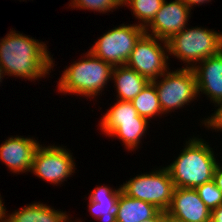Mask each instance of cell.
Here are the masks:
<instances>
[{"instance_id": "32", "label": "cell", "mask_w": 222, "mask_h": 222, "mask_svg": "<svg viewBox=\"0 0 222 222\" xmlns=\"http://www.w3.org/2000/svg\"><path fill=\"white\" fill-rule=\"evenodd\" d=\"M69 221L74 222V221H71L70 218L68 217L65 222H69ZM75 222H82V221L78 220V221H75Z\"/></svg>"}, {"instance_id": "21", "label": "cell", "mask_w": 222, "mask_h": 222, "mask_svg": "<svg viewBox=\"0 0 222 222\" xmlns=\"http://www.w3.org/2000/svg\"><path fill=\"white\" fill-rule=\"evenodd\" d=\"M164 0H122V5L130 7L141 27L146 28L156 16Z\"/></svg>"}, {"instance_id": "31", "label": "cell", "mask_w": 222, "mask_h": 222, "mask_svg": "<svg viewBox=\"0 0 222 222\" xmlns=\"http://www.w3.org/2000/svg\"><path fill=\"white\" fill-rule=\"evenodd\" d=\"M3 77H5V74L2 66L0 65V82H2Z\"/></svg>"}, {"instance_id": "10", "label": "cell", "mask_w": 222, "mask_h": 222, "mask_svg": "<svg viewBox=\"0 0 222 222\" xmlns=\"http://www.w3.org/2000/svg\"><path fill=\"white\" fill-rule=\"evenodd\" d=\"M190 12L191 9L182 0L169 3L164 0L152 22L145 28V33L168 41L186 27Z\"/></svg>"}, {"instance_id": "27", "label": "cell", "mask_w": 222, "mask_h": 222, "mask_svg": "<svg viewBox=\"0 0 222 222\" xmlns=\"http://www.w3.org/2000/svg\"><path fill=\"white\" fill-rule=\"evenodd\" d=\"M190 9L193 8L194 5H202L206 2H211V0H182Z\"/></svg>"}, {"instance_id": "24", "label": "cell", "mask_w": 222, "mask_h": 222, "mask_svg": "<svg viewBox=\"0 0 222 222\" xmlns=\"http://www.w3.org/2000/svg\"><path fill=\"white\" fill-rule=\"evenodd\" d=\"M218 108L215 110V112L208 116L205 120H202V123L205 125V127L211 128V129H217V131H222V102L217 106ZM204 121V122H203Z\"/></svg>"}, {"instance_id": "13", "label": "cell", "mask_w": 222, "mask_h": 222, "mask_svg": "<svg viewBox=\"0 0 222 222\" xmlns=\"http://www.w3.org/2000/svg\"><path fill=\"white\" fill-rule=\"evenodd\" d=\"M192 69L196 78L197 94H206L217 107L222 102V51L200 61Z\"/></svg>"}, {"instance_id": "19", "label": "cell", "mask_w": 222, "mask_h": 222, "mask_svg": "<svg viewBox=\"0 0 222 222\" xmlns=\"http://www.w3.org/2000/svg\"><path fill=\"white\" fill-rule=\"evenodd\" d=\"M149 123L148 120L119 121V126L108 136L118 137L128 151H133L140 145V139H142V136L146 133Z\"/></svg>"}, {"instance_id": "20", "label": "cell", "mask_w": 222, "mask_h": 222, "mask_svg": "<svg viewBox=\"0 0 222 222\" xmlns=\"http://www.w3.org/2000/svg\"><path fill=\"white\" fill-rule=\"evenodd\" d=\"M139 116L146 118L148 121L156 115L164 114L162 112L156 87L152 82L131 101Z\"/></svg>"}, {"instance_id": "12", "label": "cell", "mask_w": 222, "mask_h": 222, "mask_svg": "<svg viewBox=\"0 0 222 222\" xmlns=\"http://www.w3.org/2000/svg\"><path fill=\"white\" fill-rule=\"evenodd\" d=\"M166 212L183 222H210L211 216L210 210L193 188L175 187Z\"/></svg>"}, {"instance_id": "26", "label": "cell", "mask_w": 222, "mask_h": 222, "mask_svg": "<svg viewBox=\"0 0 222 222\" xmlns=\"http://www.w3.org/2000/svg\"><path fill=\"white\" fill-rule=\"evenodd\" d=\"M210 222H222V204L211 211Z\"/></svg>"}, {"instance_id": "28", "label": "cell", "mask_w": 222, "mask_h": 222, "mask_svg": "<svg viewBox=\"0 0 222 222\" xmlns=\"http://www.w3.org/2000/svg\"><path fill=\"white\" fill-rule=\"evenodd\" d=\"M163 222H183L178 218L170 215L168 212L163 211Z\"/></svg>"}, {"instance_id": "15", "label": "cell", "mask_w": 222, "mask_h": 222, "mask_svg": "<svg viewBox=\"0 0 222 222\" xmlns=\"http://www.w3.org/2000/svg\"><path fill=\"white\" fill-rule=\"evenodd\" d=\"M111 80L118 93L116 100L122 101H132L150 82L126 64L113 67Z\"/></svg>"}, {"instance_id": "14", "label": "cell", "mask_w": 222, "mask_h": 222, "mask_svg": "<svg viewBox=\"0 0 222 222\" xmlns=\"http://www.w3.org/2000/svg\"><path fill=\"white\" fill-rule=\"evenodd\" d=\"M122 188L112 189L109 186H97L89 194V212L100 222H117L116 208Z\"/></svg>"}, {"instance_id": "3", "label": "cell", "mask_w": 222, "mask_h": 222, "mask_svg": "<svg viewBox=\"0 0 222 222\" xmlns=\"http://www.w3.org/2000/svg\"><path fill=\"white\" fill-rule=\"evenodd\" d=\"M63 71L58 81L60 93L78 94L89 98L98 96L112 78L113 66L95 56L91 51ZM101 91V92H100Z\"/></svg>"}, {"instance_id": "11", "label": "cell", "mask_w": 222, "mask_h": 222, "mask_svg": "<svg viewBox=\"0 0 222 222\" xmlns=\"http://www.w3.org/2000/svg\"><path fill=\"white\" fill-rule=\"evenodd\" d=\"M39 142L33 138L12 136L0 145V161L13 173L30 172Z\"/></svg>"}, {"instance_id": "30", "label": "cell", "mask_w": 222, "mask_h": 222, "mask_svg": "<svg viewBox=\"0 0 222 222\" xmlns=\"http://www.w3.org/2000/svg\"><path fill=\"white\" fill-rule=\"evenodd\" d=\"M0 222H6V208L4 207V204L1 200V195H0Z\"/></svg>"}, {"instance_id": "2", "label": "cell", "mask_w": 222, "mask_h": 222, "mask_svg": "<svg viewBox=\"0 0 222 222\" xmlns=\"http://www.w3.org/2000/svg\"><path fill=\"white\" fill-rule=\"evenodd\" d=\"M209 146L201 138L193 137L186 141L182 153L166 167L175 187L196 189L213 180L215 168L220 163Z\"/></svg>"}, {"instance_id": "23", "label": "cell", "mask_w": 222, "mask_h": 222, "mask_svg": "<svg viewBox=\"0 0 222 222\" xmlns=\"http://www.w3.org/2000/svg\"><path fill=\"white\" fill-rule=\"evenodd\" d=\"M196 191L210 212L222 204V192L216 186L214 180L198 186Z\"/></svg>"}, {"instance_id": "25", "label": "cell", "mask_w": 222, "mask_h": 222, "mask_svg": "<svg viewBox=\"0 0 222 222\" xmlns=\"http://www.w3.org/2000/svg\"><path fill=\"white\" fill-rule=\"evenodd\" d=\"M213 180L215 181L216 186L222 192V166L219 164L215 168Z\"/></svg>"}, {"instance_id": "22", "label": "cell", "mask_w": 222, "mask_h": 222, "mask_svg": "<svg viewBox=\"0 0 222 222\" xmlns=\"http://www.w3.org/2000/svg\"><path fill=\"white\" fill-rule=\"evenodd\" d=\"M107 13L122 7V0H71L69 7ZM113 9V10H112Z\"/></svg>"}, {"instance_id": "17", "label": "cell", "mask_w": 222, "mask_h": 222, "mask_svg": "<svg viewBox=\"0 0 222 222\" xmlns=\"http://www.w3.org/2000/svg\"><path fill=\"white\" fill-rule=\"evenodd\" d=\"M6 215V222H65L69 217L65 212L40 202L25 205L24 208Z\"/></svg>"}, {"instance_id": "18", "label": "cell", "mask_w": 222, "mask_h": 222, "mask_svg": "<svg viewBox=\"0 0 222 222\" xmlns=\"http://www.w3.org/2000/svg\"><path fill=\"white\" fill-rule=\"evenodd\" d=\"M147 120L139 116L131 101L117 100L114 105L103 115L100 123V130L109 135L117 126L119 121Z\"/></svg>"}, {"instance_id": "29", "label": "cell", "mask_w": 222, "mask_h": 222, "mask_svg": "<svg viewBox=\"0 0 222 222\" xmlns=\"http://www.w3.org/2000/svg\"><path fill=\"white\" fill-rule=\"evenodd\" d=\"M141 222H163V211H159L154 217Z\"/></svg>"}, {"instance_id": "8", "label": "cell", "mask_w": 222, "mask_h": 222, "mask_svg": "<svg viewBox=\"0 0 222 222\" xmlns=\"http://www.w3.org/2000/svg\"><path fill=\"white\" fill-rule=\"evenodd\" d=\"M167 52V41L144 33L137 41L126 65L151 82L170 70Z\"/></svg>"}, {"instance_id": "5", "label": "cell", "mask_w": 222, "mask_h": 222, "mask_svg": "<svg viewBox=\"0 0 222 222\" xmlns=\"http://www.w3.org/2000/svg\"><path fill=\"white\" fill-rule=\"evenodd\" d=\"M122 192L128 197L154 205L160 211L169 208L175 185L166 167L130 178L121 185Z\"/></svg>"}, {"instance_id": "7", "label": "cell", "mask_w": 222, "mask_h": 222, "mask_svg": "<svg viewBox=\"0 0 222 222\" xmlns=\"http://www.w3.org/2000/svg\"><path fill=\"white\" fill-rule=\"evenodd\" d=\"M144 33L145 28L139 23L121 24L100 36L89 51L113 67L125 65L137 41Z\"/></svg>"}, {"instance_id": "4", "label": "cell", "mask_w": 222, "mask_h": 222, "mask_svg": "<svg viewBox=\"0 0 222 222\" xmlns=\"http://www.w3.org/2000/svg\"><path fill=\"white\" fill-rule=\"evenodd\" d=\"M168 53L182 60L185 68H193L200 61L222 51V32L202 27H185L167 41ZM189 64V65H188Z\"/></svg>"}, {"instance_id": "6", "label": "cell", "mask_w": 222, "mask_h": 222, "mask_svg": "<svg viewBox=\"0 0 222 222\" xmlns=\"http://www.w3.org/2000/svg\"><path fill=\"white\" fill-rule=\"evenodd\" d=\"M163 77V78H162ZM160 80L151 81L158 95L159 103L164 114L189 105L197 98L196 78L192 68H181L165 72Z\"/></svg>"}, {"instance_id": "16", "label": "cell", "mask_w": 222, "mask_h": 222, "mask_svg": "<svg viewBox=\"0 0 222 222\" xmlns=\"http://www.w3.org/2000/svg\"><path fill=\"white\" fill-rule=\"evenodd\" d=\"M159 211L154 205L121 192L115 214L117 222H141L154 217Z\"/></svg>"}, {"instance_id": "9", "label": "cell", "mask_w": 222, "mask_h": 222, "mask_svg": "<svg viewBox=\"0 0 222 222\" xmlns=\"http://www.w3.org/2000/svg\"><path fill=\"white\" fill-rule=\"evenodd\" d=\"M62 146H42L35 152L30 172L35 176L57 185L67 181L75 173V162L72 153Z\"/></svg>"}, {"instance_id": "1", "label": "cell", "mask_w": 222, "mask_h": 222, "mask_svg": "<svg viewBox=\"0 0 222 222\" xmlns=\"http://www.w3.org/2000/svg\"><path fill=\"white\" fill-rule=\"evenodd\" d=\"M45 42L9 31L0 40V65L7 76L35 81L46 77L54 66ZM33 79V80H32Z\"/></svg>"}]
</instances>
